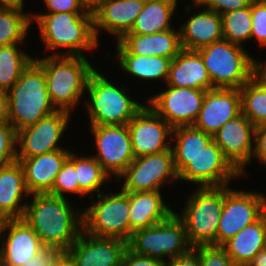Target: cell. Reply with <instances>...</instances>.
Segmentation results:
<instances>
[{
  "label": "cell",
  "instance_id": "7bdbcfd3",
  "mask_svg": "<svg viewBox=\"0 0 266 266\" xmlns=\"http://www.w3.org/2000/svg\"><path fill=\"white\" fill-rule=\"evenodd\" d=\"M201 7L215 11L219 15L245 8L250 5L249 0H195Z\"/></svg>",
  "mask_w": 266,
  "mask_h": 266
},
{
  "label": "cell",
  "instance_id": "ee69618b",
  "mask_svg": "<svg viewBox=\"0 0 266 266\" xmlns=\"http://www.w3.org/2000/svg\"><path fill=\"white\" fill-rule=\"evenodd\" d=\"M253 158L266 167V123L255 127Z\"/></svg>",
  "mask_w": 266,
  "mask_h": 266
},
{
  "label": "cell",
  "instance_id": "f907efd6",
  "mask_svg": "<svg viewBox=\"0 0 266 266\" xmlns=\"http://www.w3.org/2000/svg\"><path fill=\"white\" fill-rule=\"evenodd\" d=\"M25 0H0V6H13L19 8H25Z\"/></svg>",
  "mask_w": 266,
  "mask_h": 266
},
{
  "label": "cell",
  "instance_id": "c3c4849f",
  "mask_svg": "<svg viewBox=\"0 0 266 266\" xmlns=\"http://www.w3.org/2000/svg\"><path fill=\"white\" fill-rule=\"evenodd\" d=\"M254 77L260 83H266V62H259L255 59Z\"/></svg>",
  "mask_w": 266,
  "mask_h": 266
},
{
  "label": "cell",
  "instance_id": "6da1fadb",
  "mask_svg": "<svg viewBox=\"0 0 266 266\" xmlns=\"http://www.w3.org/2000/svg\"><path fill=\"white\" fill-rule=\"evenodd\" d=\"M25 206L24 221L36 232L46 247L66 252L83 230L82 208L75 210L68 198L31 194Z\"/></svg>",
  "mask_w": 266,
  "mask_h": 266
},
{
  "label": "cell",
  "instance_id": "b9f144b4",
  "mask_svg": "<svg viewBox=\"0 0 266 266\" xmlns=\"http://www.w3.org/2000/svg\"><path fill=\"white\" fill-rule=\"evenodd\" d=\"M47 11L45 13H92L81 0H44Z\"/></svg>",
  "mask_w": 266,
  "mask_h": 266
},
{
  "label": "cell",
  "instance_id": "d590c367",
  "mask_svg": "<svg viewBox=\"0 0 266 266\" xmlns=\"http://www.w3.org/2000/svg\"><path fill=\"white\" fill-rule=\"evenodd\" d=\"M222 29L223 39L244 46L250 40L252 30L251 4L245 8L223 13Z\"/></svg>",
  "mask_w": 266,
  "mask_h": 266
},
{
  "label": "cell",
  "instance_id": "74e56055",
  "mask_svg": "<svg viewBox=\"0 0 266 266\" xmlns=\"http://www.w3.org/2000/svg\"><path fill=\"white\" fill-rule=\"evenodd\" d=\"M17 132L10 123L0 124V168L17 161Z\"/></svg>",
  "mask_w": 266,
  "mask_h": 266
},
{
  "label": "cell",
  "instance_id": "4fadbf2b",
  "mask_svg": "<svg viewBox=\"0 0 266 266\" xmlns=\"http://www.w3.org/2000/svg\"><path fill=\"white\" fill-rule=\"evenodd\" d=\"M69 112L57 110L36 124L17 131V159H26L64 149L59 142L71 119Z\"/></svg>",
  "mask_w": 266,
  "mask_h": 266
},
{
  "label": "cell",
  "instance_id": "ffe728a7",
  "mask_svg": "<svg viewBox=\"0 0 266 266\" xmlns=\"http://www.w3.org/2000/svg\"><path fill=\"white\" fill-rule=\"evenodd\" d=\"M241 112V93L238 88L208 89L193 126L213 136L227 121Z\"/></svg>",
  "mask_w": 266,
  "mask_h": 266
},
{
  "label": "cell",
  "instance_id": "1f68e13d",
  "mask_svg": "<svg viewBox=\"0 0 266 266\" xmlns=\"http://www.w3.org/2000/svg\"><path fill=\"white\" fill-rule=\"evenodd\" d=\"M23 8L0 6V47L23 44L32 22V14Z\"/></svg>",
  "mask_w": 266,
  "mask_h": 266
},
{
  "label": "cell",
  "instance_id": "3957f363",
  "mask_svg": "<svg viewBox=\"0 0 266 266\" xmlns=\"http://www.w3.org/2000/svg\"><path fill=\"white\" fill-rule=\"evenodd\" d=\"M34 60L44 71L48 94L55 108L72 114L73 109L81 103L83 94H86L95 67L85 55H46Z\"/></svg>",
  "mask_w": 266,
  "mask_h": 266
},
{
  "label": "cell",
  "instance_id": "ac0fdd59",
  "mask_svg": "<svg viewBox=\"0 0 266 266\" xmlns=\"http://www.w3.org/2000/svg\"><path fill=\"white\" fill-rule=\"evenodd\" d=\"M1 238L0 266H21L45 247L23 218L4 219Z\"/></svg>",
  "mask_w": 266,
  "mask_h": 266
},
{
  "label": "cell",
  "instance_id": "e575fe53",
  "mask_svg": "<svg viewBox=\"0 0 266 266\" xmlns=\"http://www.w3.org/2000/svg\"><path fill=\"white\" fill-rule=\"evenodd\" d=\"M175 139V141H174ZM213 140V136L193 125L178 126L172 129L171 148L173 155H197Z\"/></svg>",
  "mask_w": 266,
  "mask_h": 266
},
{
  "label": "cell",
  "instance_id": "db71d44e",
  "mask_svg": "<svg viewBox=\"0 0 266 266\" xmlns=\"http://www.w3.org/2000/svg\"><path fill=\"white\" fill-rule=\"evenodd\" d=\"M250 4H266V0H249Z\"/></svg>",
  "mask_w": 266,
  "mask_h": 266
},
{
  "label": "cell",
  "instance_id": "f6af8a7d",
  "mask_svg": "<svg viewBox=\"0 0 266 266\" xmlns=\"http://www.w3.org/2000/svg\"><path fill=\"white\" fill-rule=\"evenodd\" d=\"M120 266H164V261L134 254L127 248L122 256Z\"/></svg>",
  "mask_w": 266,
  "mask_h": 266
},
{
  "label": "cell",
  "instance_id": "7dc6e473",
  "mask_svg": "<svg viewBox=\"0 0 266 266\" xmlns=\"http://www.w3.org/2000/svg\"><path fill=\"white\" fill-rule=\"evenodd\" d=\"M9 123L8 92L0 90V124Z\"/></svg>",
  "mask_w": 266,
  "mask_h": 266
},
{
  "label": "cell",
  "instance_id": "e0dca14e",
  "mask_svg": "<svg viewBox=\"0 0 266 266\" xmlns=\"http://www.w3.org/2000/svg\"><path fill=\"white\" fill-rule=\"evenodd\" d=\"M255 126L241 112L227 121L214 135V142L224 157L240 173L247 176L245 167L252 161Z\"/></svg>",
  "mask_w": 266,
  "mask_h": 266
},
{
  "label": "cell",
  "instance_id": "7402d4cb",
  "mask_svg": "<svg viewBox=\"0 0 266 266\" xmlns=\"http://www.w3.org/2000/svg\"><path fill=\"white\" fill-rule=\"evenodd\" d=\"M194 7L203 8L179 26L182 49L197 51L223 39L222 18L215 11L201 7L192 0Z\"/></svg>",
  "mask_w": 266,
  "mask_h": 266
},
{
  "label": "cell",
  "instance_id": "ba28073f",
  "mask_svg": "<svg viewBox=\"0 0 266 266\" xmlns=\"http://www.w3.org/2000/svg\"><path fill=\"white\" fill-rule=\"evenodd\" d=\"M118 191L101 192L96 201L90 197L91 205L82 210L83 231L100 238L130 240L129 196Z\"/></svg>",
  "mask_w": 266,
  "mask_h": 266
},
{
  "label": "cell",
  "instance_id": "7a4b0ae2",
  "mask_svg": "<svg viewBox=\"0 0 266 266\" xmlns=\"http://www.w3.org/2000/svg\"><path fill=\"white\" fill-rule=\"evenodd\" d=\"M34 13L32 22L37 23L49 55L84 56V51H93L100 44L94 34L93 13Z\"/></svg>",
  "mask_w": 266,
  "mask_h": 266
},
{
  "label": "cell",
  "instance_id": "f546056e",
  "mask_svg": "<svg viewBox=\"0 0 266 266\" xmlns=\"http://www.w3.org/2000/svg\"><path fill=\"white\" fill-rule=\"evenodd\" d=\"M178 0H147L132 29L126 34L149 35L173 29L171 21L177 11Z\"/></svg>",
  "mask_w": 266,
  "mask_h": 266
},
{
  "label": "cell",
  "instance_id": "484cf974",
  "mask_svg": "<svg viewBox=\"0 0 266 266\" xmlns=\"http://www.w3.org/2000/svg\"><path fill=\"white\" fill-rule=\"evenodd\" d=\"M167 86L212 89L213 85L202 57L197 51L182 49L169 66Z\"/></svg>",
  "mask_w": 266,
  "mask_h": 266
},
{
  "label": "cell",
  "instance_id": "277c9868",
  "mask_svg": "<svg viewBox=\"0 0 266 266\" xmlns=\"http://www.w3.org/2000/svg\"><path fill=\"white\" fill-rule=\"evenodd\" d=\"M7 92L9 123L16 132L57 111L48 94L44 71L35 60Z\"/></svg>",
  "mask_w": 266,
  "mask_h": 266
},
{
  "label": "cell",
  "instance_id": "44dd1931",
  "mask_svg": "<svg viewBox=\"0 0 266 266\" xmlns=\"http://www.w3.org/2000/svg\"><path fill=\"white\" fill-rule=\"evenodd\" d=\"M145 1L141 0H101L93 9V29L99 43L100 31L108 32L119 41L129 33L143 10Z\"/></svg>",
  "mask_w": 266,
  "mask_h": 266
},
{
  "label": "cell",
  "instance_id": "7c38bea8",
  "mask_svg": "<svg viewBox=\"0 0 266 266\" xmlns=\"http://www.w3.org/2000/svg\"><path fill=\"white\" fill-rule=\"evenodd\" d=\"M119 180H124L121 189L125 192L161 191L163 185L178 182L172 148L134 158Z\"/></svg>",
  "mask_w": 266,
  "mask_h": 266
},
{
  "label": "cell",
  "instance_id": "9c48e42d",
  "mask_svg": "<svg viewBox=\"0 0 266 266\" xmlns=\"http://www.w3.org/2000/svg\"><path fill=\"white\" fill-rule=\"evenodd\" d=\"M127 248L140 256L167 261L186 254L192 246L183 221L174 212L163 222L134 231Z\"/></svg>",
  "mask_w": 266,
  "mask_h": 266
},
{
  "label": "cell",
  "instance_id": "836d02e7",
  "mask_svg": "<svg viewBox=\"0 0 266 266\" xmlns=\"http://www.w3.org/2000/svg\"><path fill=\"white\" fill-rule=\"evenodd\" d=\"M242 113L256 127L266 123V88L253 76L240 89Z\"/></svg>",
  "mask_w": 266,
  "mask_h": 266
},
{
  "label": "cell",
  "instance_id": "cb8c5ba5",
  "mask_svg": "<svg viewBox=\"0 0 266 266\" xmlns=\"http://www.w3.org/2000/svg\"><path fill=\"white\" fill-rule=\"evenodd\" d=\"M162 191L126 192L129 196L130 238L136 230L151 227L168 219L174 212L166 205Z\"/></svg>",
  "mask_w": 266,
  "mask_h": 266
},
{
  "label": "cell",
  "instance_id": "681fc988",
  "mask_svg": "<svg viewBox=\"0 0 266 266\" xmlns=\"http://www.w3.org/2000/svg\"><path fill=\"white\" fill-rule=\"evenodd\" d=\"M247 266H266V247H264Z\"/></svg>",
  "mask_w": 266,
  "mask_h": 266
},
{
  "label": "cell",
  "instance_id": "f35d334b",
  "mask_svg": "<svg viewBox=\"0 0 266 266\" xmlns=\"http://www.w3.org/2000/svg\"><path fill=\"white\" fill-rule=\"evenodd\" d=\"M200 266H236L221 246H199Z\"/></svg>",
  "mask_w": 266,
  "mask_h": 266
},
{
  "label": "cell",
  "instance_id": "4dcf8cb0",
  "mask_svg": "<svg viewBox=\"0 0 266 266\" xmlns=\"http://www.w3.org/2000/svg\"><path fill=\"white\" fill-rule=\"evenodd\" d=\"M68 160L75 166L80 197L100 194L103 192L101 187L112 179L92 155L79 156L73 151Z\"/></svg>",
  "mask_w": 266,
  "mask_h": 266
},
{
  "label": "cell",
  "instance_id": "4316f807",
  "mask_svg": "<svg viewBox=\"0 0 266 266\" xmlns=\"http://www.w3.org/2000/svg\"><path fill=\"white\" fill-rule=\"evenodd\" d=\"M119 42L131 54L161 56L171 60L182 50L178 28L149 35L125 34Z\"/></svg>",
  "mask_w": 266,
  "mask_h": 266
},
{
  "label": "cell",
  "instance_id": "603a6c76",
  "mask_svg": "<svg viewBox=\"0 0 266 266\" xmlns=\"http://www.w3.org/2000/svg\"><path fill=\"white\" fill-rule=\"evenodd\" d=\"M70 152L66 148L32 158L17 159L23 168L28 192L30 194L48 193Z\"/></svg>",
  "mask_w": 266,
  "mask_h": 266
},
{
  "label": "cell",
  "instance_id": "816d5d0a",
  "mask_svg": "<svg viewBox=\"0 0 266 266\" xmlns=\"http://www.w3.org/2000/svg\"><path fill=\"white\" fill-rule=\"evenodd\" d=\"M81 1L89 10H92L101 0H81Z\"/></svg>",
  "mask_w": 266,
  "mask_h": 266
},
{
  "label": "cell",
  "instance_id": "83f0119b",
  "mask_svg": "<svg viewBox=\"0 0 266 266\" xmlns=\"http://www.w3.org/2000/svg\"><path fill=\"white\" fill-rule=\"evenodd\" d=\"M221 247L236 266H247L266 247V212Z\"/></svg>",
  "mask_w": 266,
  "mask_h": 266
},
{
  "label": "cell",
  "instance_id": "8d00e7d4",
  "mask_svg": "<svg viewBox=\"0 0 266 266\" xmlns=\"http://www.w3.org/2000/svg\"><path fill=\"white\" fill-rule=\"evenodd\" d=\"M65 193L79 194V183L75 166L67 159L56 175L52 189L47 193L52 196L67 198ZM65 194V195H64Z\"/></svg>",
  "mask_w": 266,
  "mask_h": 266
},
{
  "label": "cell",
  "instance_id": "d6986e66",
  "mask_svg": "<svg viewBox=\"0 0 266 266\" xmlns=\"http://www.w3.org/2000/svg\"><path fill=\"white\" fill-rule=\"evenodd\" d=\"M126 249L125 240L95 237L82 230L65 255L75 266H120Z\"/></svg>",
  "mask_w": 266,
  "mask_h": 266
},
{
  "label": "cell",
  "instance_id": "9a60e30c",
  "mask_svg": "<svg viewBox=\"0 0 266 266\" xmlns=\"http://www.w3.org/2000/svg\"><path fill=\"white\" fill-rule=\"evenodd\" d=\"M205 90L172 87L148 97L147 104L172 128L193 125L205 97Z\"/></svg>",
  "mask_w": 266,
  "mask_h": 266
},
{
  "label": "cell",
  "instance_id": "8fae6325",
  "mask_svg": "<svg viewBox=\"0 0 266 266\" xmlns=\"http://www.w3.org/2000/svg\"><path fill=\"white\" fill-rule=\"evenodd\" d=\"M266 212V196L254 191H240L223 186V208L217 230V246H222L245 226Z\"/></svg>",
  "mask_w": 266,
  "mask_h": 266
},
{
  "label": "cell",
  "instance_id": "52a82bcc",
  "mask_svg": "<svg viewBox=\"0 0 266 266\" xmlns=\"http://www.w3.org/2000/svg\"><path fill=\"white\" fill-rule=\"evenodd\" d=\"M244 46L225 39L198 49L213 88H238L254 76L255 58Z\"/></svg>",
  "mask_w": 266,
  "mask_h": 266
},
{
  "label": "cell",
  "instance_id": "ab89813d",
  "mask_svg": "<svg viewBox=\"0 0 266 266\" xmlns=\"http://www.w3.org/2000/svg\"><path fill=\"white\" fill-rule=\"evenodd\" d=\"M252 30L250 40L266 48V4H251Z\"/></svg>",
  "mask_w": 266,
  "mask_h": 266
},
{
  "label": "cell",
  "instance_id": "d6a6232c",
  "mask_svg": "<svg viewBox=\"0 0 266 266\" xmlns=\"http://www.w3.org/2000/svg\"><path fill=\"white\" fill-rule=\"evenodd\" d=\"M19 45L0 47V90L8 91L12 88L23 70L34 60Z\"/></svg>",
  "mask_w": 266,
  "mask_h": 266
},
{
  "label": "cell",
  "instance_id": "8992f818",
  "mask_svg": "<svg viewBox=\"0 0 266 266\" xmlns=\"http://www.w3.org/2000/svg\"><path fill=\"white\" fill-rule=\"evenodd\" d=\"M188 195L182 212L175 211V214L185 225L190 245L192 248L217 246V230L223 208V187H195Z\"/></svg>",
  "mask_w": 266,
  "mask_h": 266
},
{
  "label": "cell",
  "instance_id": "f1b7e54d",
  "mask_svg": "<svg viewBox=\"0 0 266 266\" xmlns=\"http://www.w3.org/2000/svg\"><path fill=\"white\" fill-rule=\"evenodd\" d=\"M115 49L119 70L126 74L141 79L142 81L167 82L171 59L161 56H141L131 54L119 41H116Z\"/></svg>",
  "mask_w": 266,
  "mask_h": 266
},
{
  "label": "cell",
  "instance_id": "5b68a950",
  "mask_svg": "<svg viewBox=\"0 0 266 266\" xmlns=\"http://www.w3.org/2000/svg\"><path fill=\"white\" fill-rule=\"evenodd\" d=\"M108 78L98 70L89 78L86 94L88 101L85 100L84 107L87 108L90 126L127 125L145 106L132 100L128 89L115 85Z\"/></svg>",
  "mask_w": 266,
  "mask_h": 266
},
{
  "label": "cell",
  "instance_id": "11a10c76",
  "mask_svg": "<svg viewBox=\"0 0 266 266\" xmlns=\"http://www.w3.org/2000/svg\"><path fill=\"white\" fill-rule=\"evenodd\" d=\"M3 222H4V218H2V217L0 216V233H1V228H2Z\"/></svg>",
  "mask_w": 266,
  "mask_h": 266
},
{
  "label": "cell",
  "instance_id": "bcb514c9",
  "mask_svg": "<svg viewBox=\"0 0 266 266\" xmlns=\"http://www.w3.org/2000/svg\"><path fill=\"white\" fill-rule=\"evenodd\" d=\"M164 266H200L199 246L192 248L184 255L164 261Z\"/></svg>",
  "mask_w": 266,
  "mask_h": 266
},
{
  "label": "cell",
  "instance_id": "2e32d148",
  "mask_svg": "<svg viewBox=\"0 0 266 266\" xmlns=\"http://www.w3.org/2000/svg\"><path fill=\"white\" fill-rule=\"evenodd\" d=\"M127 127L130 132L134 158L171 148L173 128L148 104L129 121Z\"/></svg>",
  "mask_w": 266,
  "mask_h": 266
},
{
  "label": "cell",
  "instance_id": "d4e9b609",
  "mask_svg": "<svg viewBox=\"0 0 266 266\" xmlns=\"http://www.w3.org/2000/svg\"><path fill=\"white\" fill-rule=\"evenodd\" d=\"M25 196L32 197L26 188L21 164L16 161L0 168V216L4 219L23 218L27 202L22 198Z\"/></svg>",
  "mask_w": 266,
  "mask_h": 266
},
{
  "label": "cell",
  "instance_id": "60d3db41",
  "mask_svg": "<svg viewBox=\"0 0 266 266\" xmlns=\"http://www.w3.org/2000/svg\"><path fill=\"white\" fill-rule=\"evenodd\" d=\"M64 256L63 250L45 246L37 255L21 266H56Z\"/></svg>",
  "mask_w": 266,
  "mask_h": 266
},
{
  "label": "cell",
  "instance_id": "5bb4252c",
  "mask_svg": "<svg viewBox=\"0 0 266 266\" xmlns=\"http://www.w3.org/2000/svg\"><path fill=\"white\" fill-rule=\"evenodd\" d=\"M96 152L92 156L102 168L116 179L134 160L131 137L127 125L90 126Z\"/></svg>",
  "mask_w": 266,
  "mask_h": 266
},
{
  "label": "cell",
  "instance_id": "30bf717a",
  "mask_svg": "<svg viewBox=\"0 0 266 266\" xmlns=\"http://www.w3.org/2000/svg\"><path fill=\"white\" fill-rule=\"evenodd\" d=\"M174 165L179 181L192 182L197 188L227 186L240 177L214 140L197 155H174Z\"/></svg>",
  "mask_w": 266,
  "mask_h": 266
},
{
  "label": "cell",
  "instance_id": "f5cc1de1",
  "mask_svg": "<svg viewBox=\"0 0 266 266\" xmlns=\"http://www.w3.org/2000/svg\"><path fill=\"white\" fill-rule=\"evenodd\" d=\"M56 266H75L71 260L65 255Z\"/></svg>",
  "mask_w": 266,
  "mask_h": 266
}]
</instances>
